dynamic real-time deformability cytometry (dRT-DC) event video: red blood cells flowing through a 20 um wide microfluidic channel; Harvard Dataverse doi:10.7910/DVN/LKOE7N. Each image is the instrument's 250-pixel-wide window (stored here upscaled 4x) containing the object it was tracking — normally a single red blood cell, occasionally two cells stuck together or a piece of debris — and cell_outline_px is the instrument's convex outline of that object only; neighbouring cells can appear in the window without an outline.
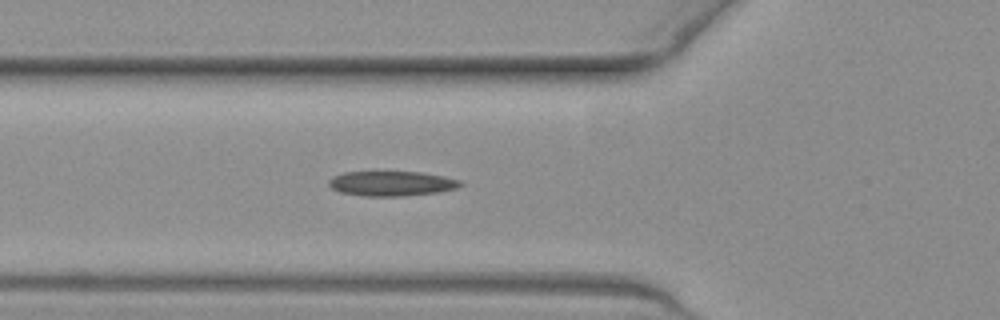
{"species": "common noctule bat (a hibernating species)", "species_latin": "Nyctalus noctula", "temperature_condition": "warm", "stored_images_in_passage": 42, "camera_frame_rate_fps": 3000, "um_per_image_px": 0.085, "animal": {"sex": "female", "body_mass_g": 19.3, "forearm_length_mm": 54.1}, "frame": {"image": 1, "passage_image": 8, "time_ms": 2.333, "image_size_px": [1000, 320], "cell_outline_px": [[464, 184], [456, 188], [440, 192], [404, 196], [364, 196], [340, 192], [332, 188], [328, 184], [328, 180], [332, 176], [344, 172], [420, 172], [444, 176], [460, 180]], "centroid_in_image_um": [33.29, 15.6], "position_along_channel_um": 92.5, "area_um2": 19.13}}
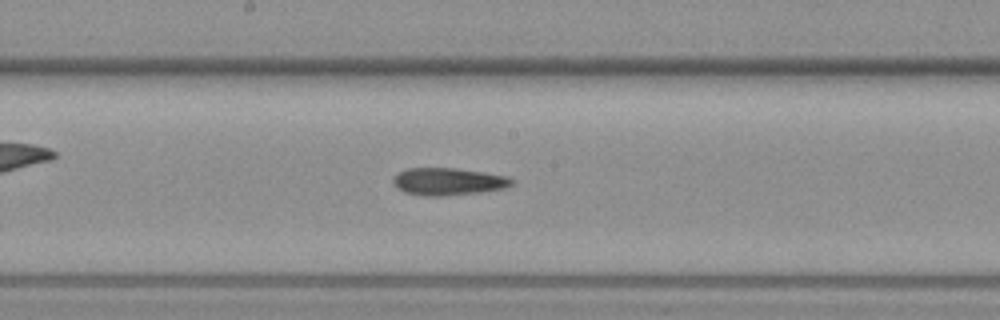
{"frame": {"image": 2, "passage_image": 17, "time_ms": 5.333, "image_size_px": [1000, 320], "cell_outline_px": [[516, 180], [512, 184], [504, 188], [480, 192], [444, 196], [424, 196], [404, 192], [392, 180], [400, 172], [408, 168], [456, 168], [484, 172], [508, 176]], "centroid_in_image_um": [38.16, 15.43], "position_along_channel_um": 210.0, "area_um2": 18.79}}
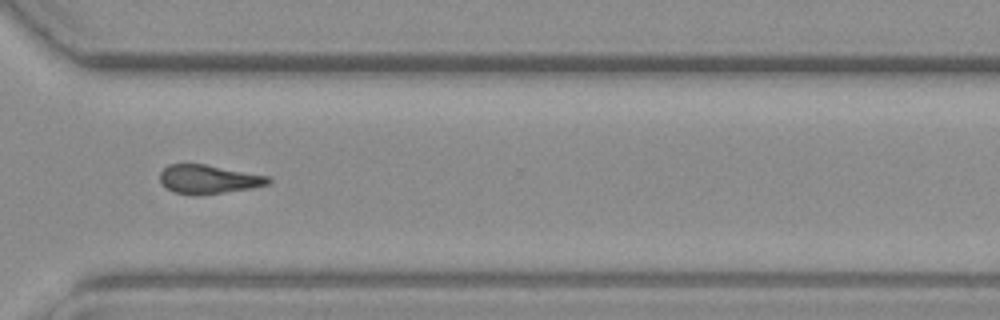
{"frame": {"image": 3, "passage_image": 28, "time_ms": 9.0, "image_size_px": [1000, 320], "cell_outline_px": [[272, 180], [268, 184], [252, 188], [224, 192], [172, 192], [160, 184], [160, 172], [168, 164], [204, 164], [268, 176]], "centroid_in_image_um": [17.71, 15.2], "position_along_channel_um": 352.9, "area_um2": 17.51}, "authors_computed_cell_mechanics": {"area_um2": 19.0162, "velocity_mm_per_s": 3.896, "shape_relaxation_time_tau1_ms": 3.6118, "shape_relaxation_time_tau2_ms": 9.5245, "deformation_change_tau1": 0.101, "deformation_change_tau2": 0.2077}}